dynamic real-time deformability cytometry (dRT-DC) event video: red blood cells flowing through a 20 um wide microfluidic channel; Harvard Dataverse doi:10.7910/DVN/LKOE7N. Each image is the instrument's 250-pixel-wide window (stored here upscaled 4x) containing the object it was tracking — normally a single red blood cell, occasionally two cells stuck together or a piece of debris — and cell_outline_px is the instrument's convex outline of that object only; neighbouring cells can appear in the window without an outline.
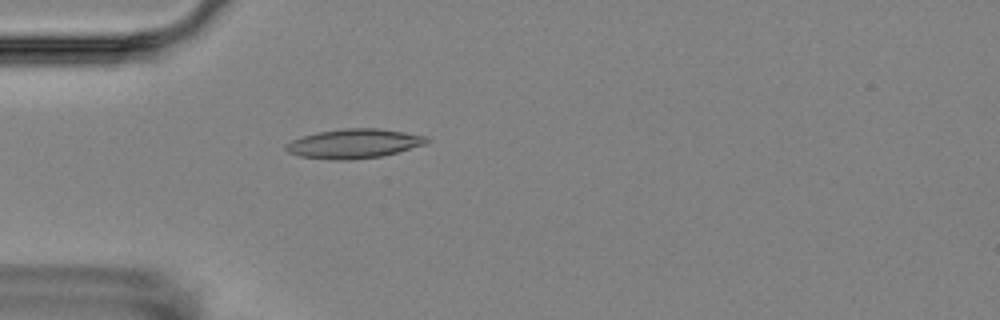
{"species": "Egyptian fruit bat (a non-hibernating species)", "species_latin": "Rousettus aegyptiacus", "temperature_condition": "room temperature", "stored_images_in_passage": 4, "camera_frame_rate_fps": 3000, "um_per_image_px": 0.085, "animal": {"sex": "female"}, "frame": {"image": 1, "passage_image": 4, "time_ms": 4.333, "image_size_px": [1000, 320], "cell_outline_px": [[428, 144], [380, 156], [352, 160], [336, 160], [300, 156], [288, 152], [284, 148], [284, 144], [292, 140], [316, 132], [344, 128], [376, 128], [404, 132], [424, 136], [428, 140]], "centroid_in_image_um": [30.05, 12.2], "position_along_channel_um": 54.9, "area_um2": 23.93}}